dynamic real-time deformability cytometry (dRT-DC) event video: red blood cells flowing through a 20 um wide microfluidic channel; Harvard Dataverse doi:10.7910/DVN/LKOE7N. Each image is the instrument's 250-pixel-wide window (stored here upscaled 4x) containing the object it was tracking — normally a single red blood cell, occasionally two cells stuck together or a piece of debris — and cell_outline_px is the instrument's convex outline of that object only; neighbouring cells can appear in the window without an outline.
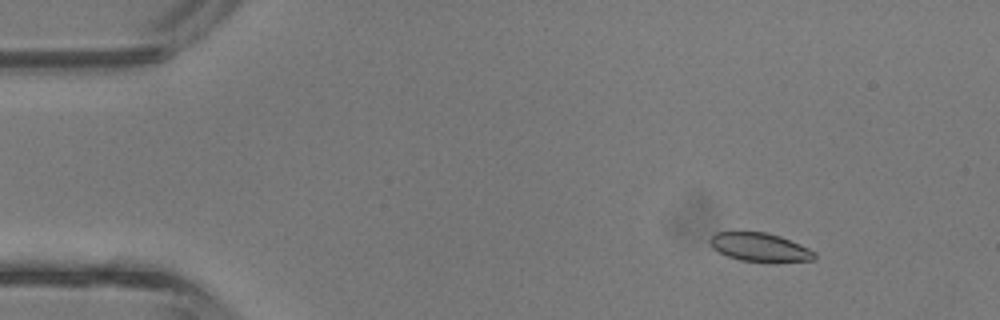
{"species": "common noctule bat (a hibernating species)", "species_latin": "Nyctalus noctula", "temperature_condition": "room temperature", "stored_images_in_passage": 4, "camera_frame_rate_fps": 3000, "um_per_image_px": 0.085, "animal": {"sex": "male", "body_mass_g": 13.3}, "frame": {"image": 1, "passage_image": 2, "time_ms": 0.333, "image_size_px": [1000, 320], "cell_outline_px": [[816, 256], [812, 260], [740, 260], [728, 256], [712, 248], [712, 236], [716, 232], [768, 232], [780, 236], [800, 244], [816, 252]], "centroid_in_image_um": [64.59, 20.98], "position_along_channel_um": 20.4, "area_um2": 16.65}}
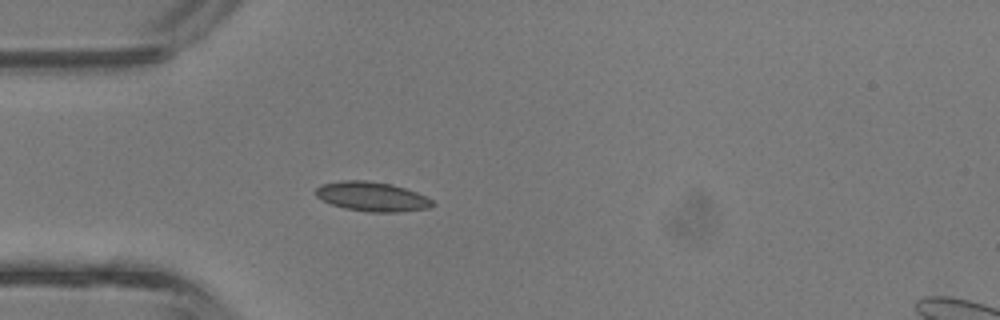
{"frame": {"image": 2, "passage_image": 4, "time_ms": 1.0, "image_size_px": [1000, 320], "cell_outline_px": [[436, 204], [428, 208], [400, 212], [368, 212], [344, 208], [332, 204], [316, 196], [316, 188], [320, 184], [344, 180], [364, 180], [392, 184], [416, 192], [432, 200]], "centroid_in_image_um": [31.62, 16.71], "position_along_channel_um": 53.4, "area_um2": 19.94}}